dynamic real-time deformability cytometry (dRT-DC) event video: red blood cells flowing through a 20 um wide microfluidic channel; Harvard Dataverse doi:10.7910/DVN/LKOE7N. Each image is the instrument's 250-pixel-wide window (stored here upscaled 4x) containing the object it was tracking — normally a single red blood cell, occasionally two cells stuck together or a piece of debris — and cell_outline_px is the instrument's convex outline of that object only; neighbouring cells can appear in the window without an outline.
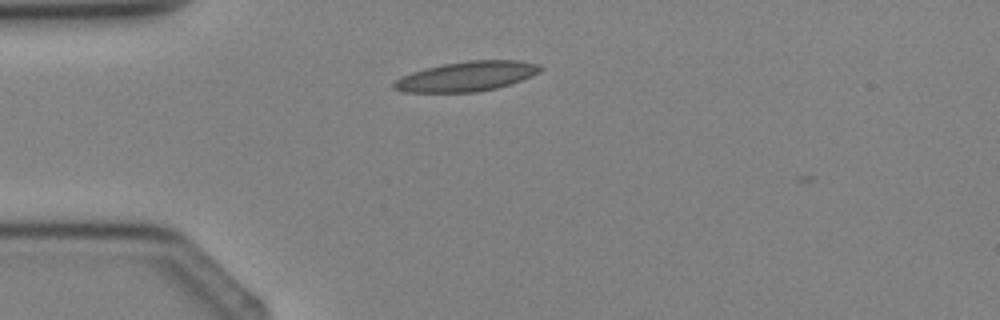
{"species": "Egyptian fruit bat (a non-hibernating species)", "species_latin": "Rousettus aegyptiacus", "temperature_condition": "cold", "stored_images_in_passage": 3, "camera_frame_rate_fps": 3000, "um_per_image_px": 0.085, "animal": {"sex": "female"}, "frame": {"image": 1, "passage_image": 3, "time_ms": 2.333, "image_size_px": [1000, 320], "cell_outline_px": [[544, 68], [540, 72], [532, 76], [496, 88], [476, 92], [404, 92], [392, 88], [392, 84], [396, 80], [412, 72], [444, 64], [468, 60], [516, 60], [536, 64]], "centroid_in_image_um": [39.67, 6.49], "position_along_channel_um": 45.3, "area_um2": 25.09}}